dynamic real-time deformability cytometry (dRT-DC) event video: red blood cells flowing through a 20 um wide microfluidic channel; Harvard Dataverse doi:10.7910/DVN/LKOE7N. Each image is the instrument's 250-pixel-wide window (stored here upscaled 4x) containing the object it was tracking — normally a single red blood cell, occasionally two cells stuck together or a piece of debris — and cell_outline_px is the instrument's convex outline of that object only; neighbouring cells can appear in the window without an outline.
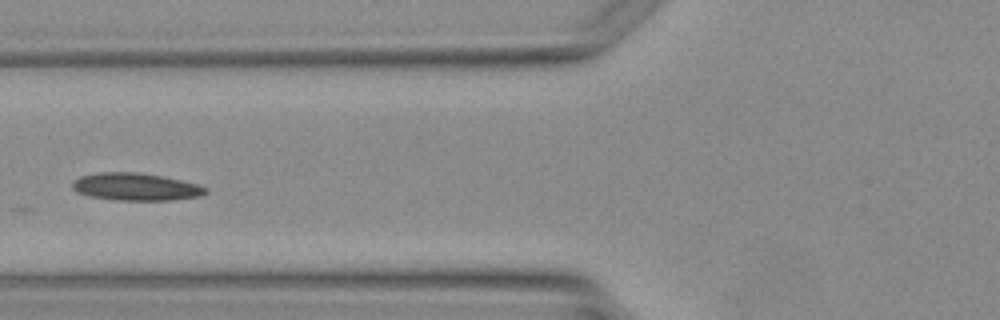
{"species": "Egyptian fruit bat (a non-hibernating species)", "species_latin": "Rousettus aegyptiacus", "temperature_condition": "warm", "stored_images_in_passage": 4, "camera_frame_rate_fps": 3000, "um_per_image_px": 0.085, "animal": {"sex": "female"}, "frame": {"image": 1, "passage_image": 4, "time_ms": 3.667, "image_size_px": [1000, 320], "cell_outline_px": [[208, 192], [200, 196], [172, 200], [116, 200], [92, 196], [76, 192], [72, 188], [72, 184], [80, 176], [96, 172], [136, 172], [160, 176], [180, 180], [196, 184], [208, 188]], "centroid_in_image_um": [11.54, 15.88], "position_along_channel_um": 114.3, "area_um2": 21.15}}